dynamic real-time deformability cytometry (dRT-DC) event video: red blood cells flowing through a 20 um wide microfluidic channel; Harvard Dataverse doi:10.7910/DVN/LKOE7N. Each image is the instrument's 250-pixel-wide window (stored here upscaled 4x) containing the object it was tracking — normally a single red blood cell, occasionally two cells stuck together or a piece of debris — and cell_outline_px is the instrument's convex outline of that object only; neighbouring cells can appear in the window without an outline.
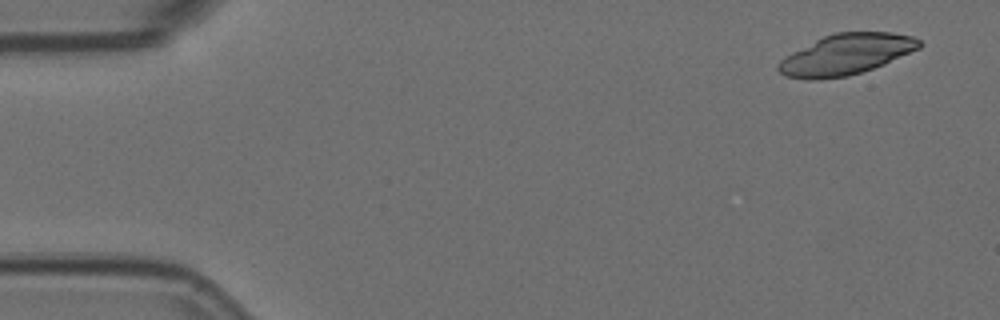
{"species": "Egyptian fruit bat (a non-hibernating species)", "species_latin": "Rousettus aegyptiacus", "temperature_condition": "room temperature", "stored_images_in_passage": 6, "camera_frame_rate_fps": 3000, "um_per_image_px": 0.085, "animal": {"sex": "female"}, "frame": {"image": 1, "passage_image": 1, "time_ms": 0.0, "image_size_px": [1000, 320], "cell_outline_px": [[924, 44], [920, 48], [884, 64], [848, 76], [812, 80], [784, 76], [776, 68], [776, 64], [780, 60], [792, 52], [824, 36], [836, 32], [892, 32], [912, 36], [920, 40]], "centroid_in_image_um": [71.92, 4.62], "position_along_channel_um": 13.1, "area_um2": 33.29}}